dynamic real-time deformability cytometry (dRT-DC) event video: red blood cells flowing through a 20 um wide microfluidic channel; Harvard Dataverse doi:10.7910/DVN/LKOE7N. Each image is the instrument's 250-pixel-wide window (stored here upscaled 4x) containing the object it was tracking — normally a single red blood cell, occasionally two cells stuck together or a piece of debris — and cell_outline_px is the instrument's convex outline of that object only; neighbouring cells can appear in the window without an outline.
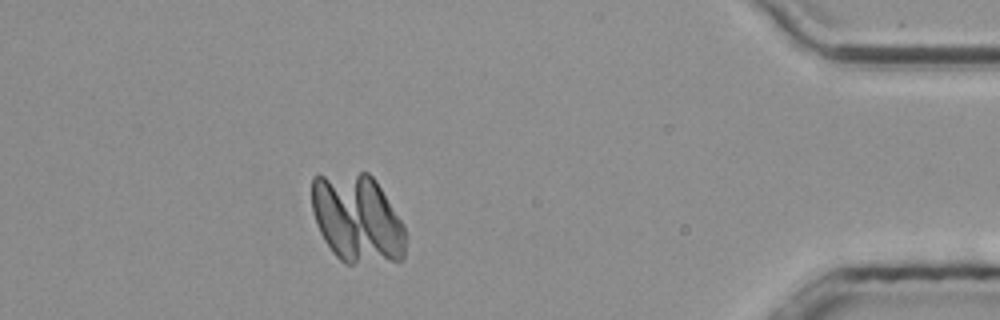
{"species": "common noctule bat (a hibernating species)", "species_latin": "Nyctalus noctula", "temperature_condition": "room temperature", "stored_images_in_passage": 52, "segment_of_instrument_passage": [2, 2], "camera_frame_rate_fps": 3000, "um_per_image_px": 0.085, "animal": {"sex": "male", "body_mass_g": 20.4}, "frame": {"image": 1, "passage_image": 46, "time_ms": 15.0, "image_size_px": [1000, 320], "cell_outline_px": [[404, 260], [352, 264], [344, 264], [332, 252], [324, 240], [320, 232], [312, 212], [312, 176], [360, 172], [368, 172], [376, 180], [404, 224]], "centroid_in_image_um": [30.35, 18.59], "position_along_channel_um": 404.8, "area_um2": 48.61}}